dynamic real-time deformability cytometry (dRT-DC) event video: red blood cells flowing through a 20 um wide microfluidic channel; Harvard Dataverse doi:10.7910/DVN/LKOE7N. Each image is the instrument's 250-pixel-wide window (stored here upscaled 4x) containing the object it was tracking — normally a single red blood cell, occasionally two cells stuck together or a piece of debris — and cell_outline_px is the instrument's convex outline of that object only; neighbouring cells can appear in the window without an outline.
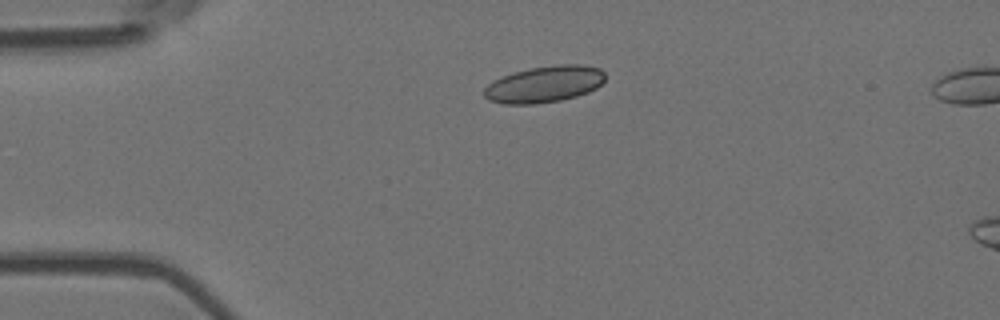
{"species": "Egyptian fruit bat (a non-hibernating species)", "species_latin": "Rousettus aegyptiacus", "temperature_condition": "room temperature", "stored_images_in_passage": 45, "segment_of_instrument_passage": [1, 2], "camera_frame_rate_fps": 3000, "um_per_image_px": 0.085, "animal": {"sex": "female"}, "frame": {"image": 1, "passage_image": 1, "time_ms": 0.0, "image_size_px": [1000, 320], "cell_outline_px": [[604, 80], [596, 88], [588, 92], [576, 96], [560, 100], [536, 104], [504, 104], [488, 100], [484, 96], [484, 88], [492, 80], [500, 76], [532, 68], [560, 64], [580, 64], [600, 68], [604, 72]], "centroid_in_image_um": [46.25, 7.16], "position_along_channel_um": 38.8, "area_um2": 25.72}}
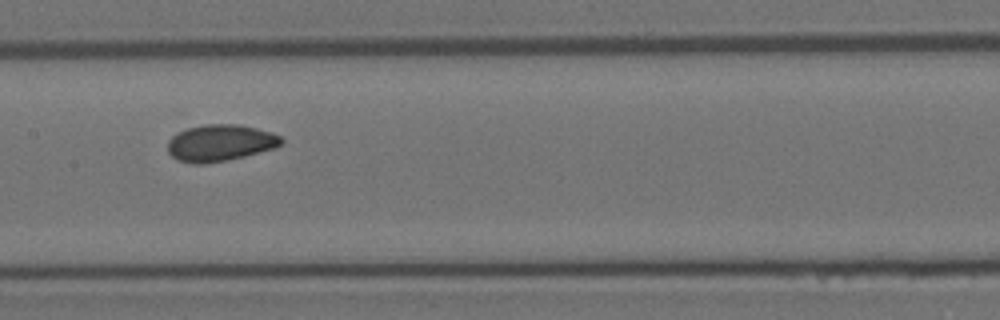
{"frame": {"image": 2, "passage_image": 16, "time_ms": 5.0, "image_size_px": [1000, 320], "cell_outline_px": [[284, 140], [276, 148], [228, 160], [204, 164], [192, 164], [176, 160], [168, 152], [168, 140], [176, 132], [188, 128], [204, 124], [236, 124], [256, 128], [272, 132], [280, 136]], "centroid_in_image_um": [18.69, 12.15], "position_along_channel_um": 188.7, "area_um2": 24.45}}
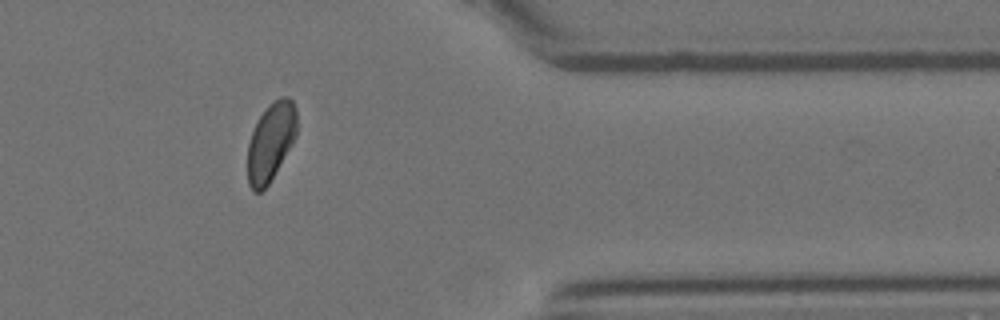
{"frame": {"image": 3, "passage_image": 34, "time_ms": 11.0, "image_size_px": [1000, 320], "cell_outline_px": [[296, 136], [292, 144], [268, 184], [260, 192], [252, 192], [248, 184], [248, 144], [252, 132], [260, 116], [268, 104], [272, 100], [280, 96], [288, 96], [292, 100], [296, 108]], "centroid_in_image_um": [23.02, 12.03], "position_along_channel_um": 388.4, "area_um2": 22.37}}